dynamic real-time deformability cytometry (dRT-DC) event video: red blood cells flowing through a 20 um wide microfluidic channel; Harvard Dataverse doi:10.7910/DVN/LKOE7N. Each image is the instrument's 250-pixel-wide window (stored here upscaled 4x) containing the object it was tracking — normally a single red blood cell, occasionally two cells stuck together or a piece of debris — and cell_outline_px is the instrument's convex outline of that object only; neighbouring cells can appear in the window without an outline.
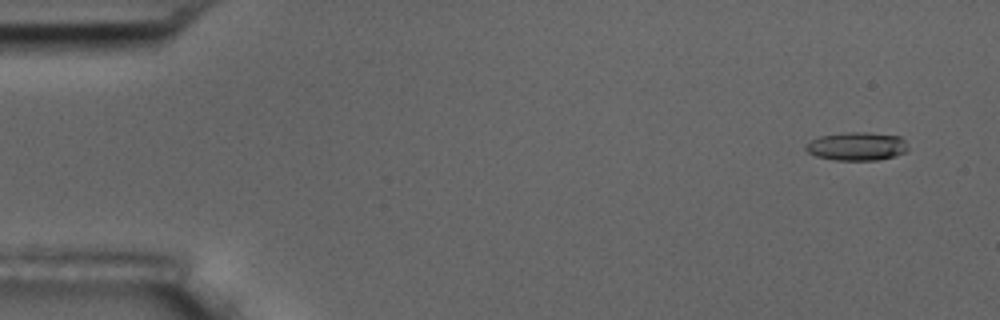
{"species": "common noctule bat (a hibernating species)", "species_latin": "Nyctalus noctula", "temperature_condition": "room temperature", "stored_images_in_passage": 4, "camera_frame_rate_fps": 3000, "um_per_image_px": 0.085, "animal": {"sex": "male", "body_mass_g": 17.5, "forearm_length_mm": 52.3}, "frame": {"image": 1, "passage_image": 1, "time_ms": 0.0, "image_size_px": [1000, 320], "cell_outline_px": [[908, 152], [896, 156], [876, 160], [836, 160], [816, 156], [808, 152], [804, 148], [804, 144], [820, 136], [848, 132], [868, 132], [900, 136], [904, 140], [908, 148]], "centroid_in_image_um": [72.85, 12.44], "position_along_channel_um": 12.2, "area_um2": 16.99}}
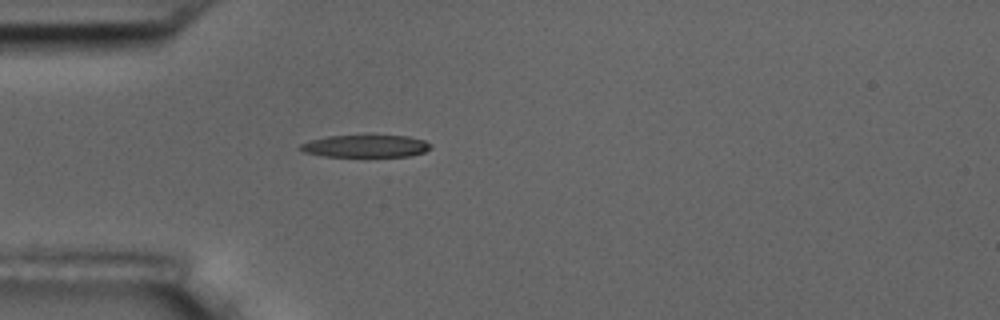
{"frame": {"image": 2, "passage_image": 4, "time_ms": 4.333, "image_size_px": [1000, 320], "cell_outline_px": [[432, 148], [424, 152], [408, 156], [324, 156], [304, 152], [300, 148], [300, 144], [308, 140], [328, 136], [364, 132], [372, 132], [408, 136], [424, 140], [432, 144]], "centroid_in_image_um": [31.1, 12.35], "position_along_channel_um": 53.9, "area_um2": 18.09}}